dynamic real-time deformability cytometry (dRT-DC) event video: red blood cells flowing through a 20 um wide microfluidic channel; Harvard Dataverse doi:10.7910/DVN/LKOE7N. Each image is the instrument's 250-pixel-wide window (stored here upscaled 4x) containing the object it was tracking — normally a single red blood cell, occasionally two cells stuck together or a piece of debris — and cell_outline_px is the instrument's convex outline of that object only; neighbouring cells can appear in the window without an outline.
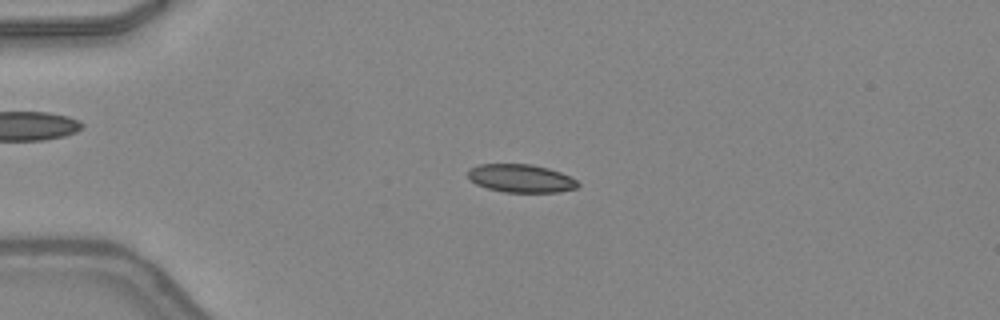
{"species": "common noctule bat (a hibernating species)", "species_latin": "Nyctalus noctula", "temperature_condition": "warm", "stored_images_in_passage": 48, "camera_frame_rate_fps": 3000, "um_per_image_px": 0.085, "animal": {"sex": "female", "body_mass_g": 24.6, "forearm_length_mm": 56.2}, "frame": {"image": 1, "passage_image": 12, "time_ms": 3.667, "image_size_px": [1000, 320], "cell_outline_px": [[580, 184], [576, 188], [556, 192], [504, 192], [488, 188], [476, 184], [468, 176], [468, 168], [480, 164], [532, 164], [548, 168], [560, 172], [576, 180]], "centroid_in_image_um": [44.26, 15.15], "position_along_channel_um": 40.7, "area_um2": 17.92}}
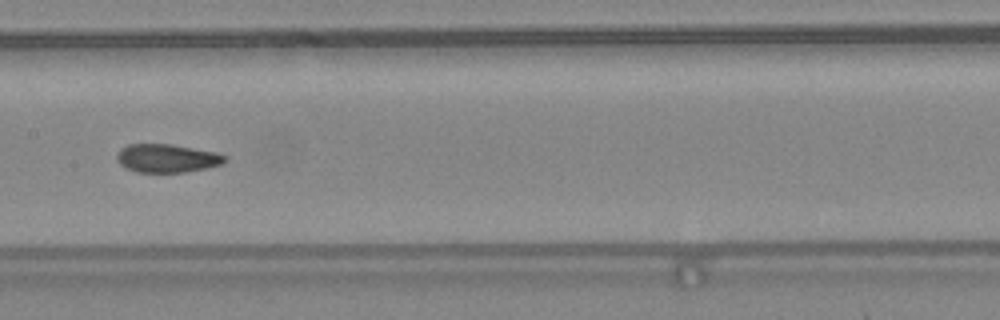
{"frame": {"image": 2, "passage_image": 25, "time_ms": 8.0, "image_size_px": [1000, 320], "cell_outline_px": [[228, 160], [224, 164], [184, 172], [136, 172], [124, 168], [116, 160], [116, 156], [120, 148], [128, 144], [172, 144], [216, 152], [228, 156]], "centroid_in_image_um": [14.19, 13.45], "position_along_channel_um": 193.2, "area_um2": 18.09}}
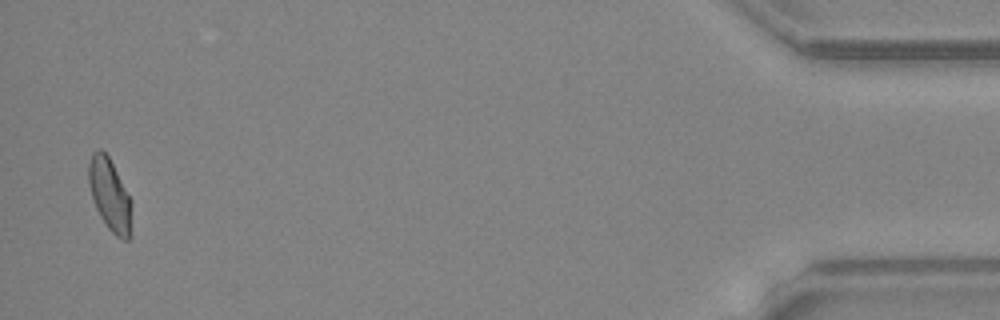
{"frame": {"image": 3, "passage_image": 47, "time_ms": 15.333, "image_size_px": [1000, 320], "cell_outline_px": [[132, 236], [128, 240], [120, 240], [108, 228], [100, 216], [96, 208], [88, 184], [88, 164], [92, 152], [100, 148], [108, 156], [132, 200]], "centroid_in_image_um": [9.36, 16.61], "position_along_channel_um": 425.8, "area_um2": 18.44}, "authors_computed_cell_mechanics": {"area_um2": 18.2648, "velocity_mm_per_s": 4.3341, "shape_relaxation_time_tau1_ms": null, "shape_relaxation_time_tau2_ms": 1.2349, "deformation_change_tau1": null, "deformation_change_tau2": 0.075}}